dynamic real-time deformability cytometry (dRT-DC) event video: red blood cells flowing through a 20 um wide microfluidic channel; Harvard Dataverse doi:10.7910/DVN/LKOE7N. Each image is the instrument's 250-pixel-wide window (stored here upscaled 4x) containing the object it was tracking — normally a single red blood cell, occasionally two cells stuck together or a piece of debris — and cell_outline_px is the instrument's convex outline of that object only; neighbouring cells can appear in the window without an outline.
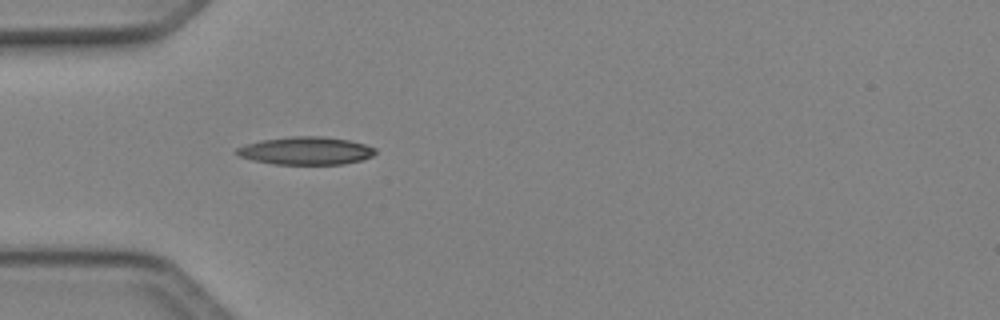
{"species": "Egyptian fruit bat (a non-hibernating species)", "species_latin": "Rousettus aegyptiacus", "temperature_condition": "cold", "stored_images_in_passage": 28, "camera_frame_rate_fps": 3000, "um_per_image_px": 0.085, "animal": {"sex": "female"}, "frame": {"image": 1, "passage_image": 1, "time_ms": 0.0, "image_size_px": [1000, 320], "cell_outline_px": [[376, 152], [372, 156], [360, 160], [344, 164], [272, 164], [252, 160], [240, 156], [232, 152], [236, 148], [244, 144], [260, 140], [292, 136], [324, 136], [348, 140], [364, 144], [376, 148]], "centroid_in_image_um": [25.95, 12.81], "position_along_channel_um": 59.0, "area_um2": 22.66}}
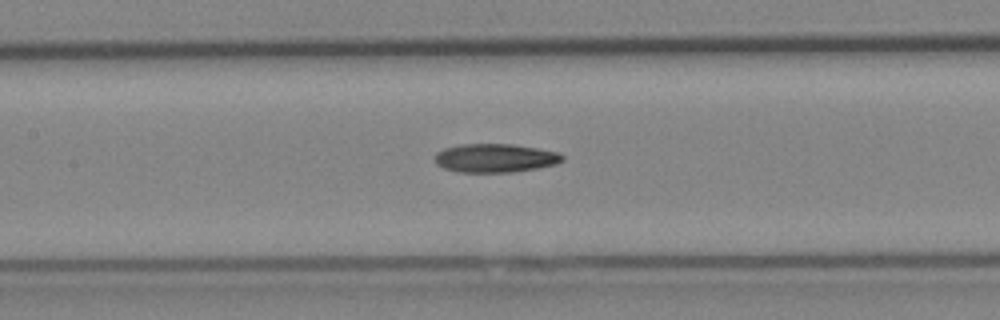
{"frame": {"image": 2, "passage_image": 9, "time_ms": 2.667, "image_size_px": [1000, 320], "cell_outline_px": [[564, 160], [556, 164], [536, 168], [512, 172], [456, 172], [444, 168], [436, 164], [432, 156], [436, 152], [444, 148], [460, 144], [512, 144], [560, 152], [564, 156]], "centroid_in_image_um": [42.05, 13.43], "position_along_channel_um": 165.3, "area_um2": 21.5}}
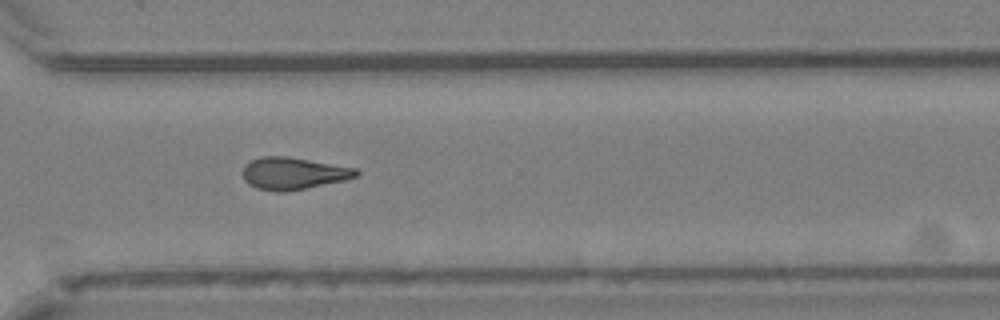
{"frame": {"image": 3, "passage_image": 22, "time_ms": 7.0, "image_size_px": [1000, 320], "cell_outline_px": [[360, 172], [356, 176], [344, 180], [284, 192], [276, 192], [256, 188], [248, 184], [244, 180], [244, 168], [252, 160], [260, 156], [288, 156], [356, 168]], "centroid_in_image_um": [24.92, 14.73], "position_along_channel_um": 345.7, "area_um2": 20.98}}